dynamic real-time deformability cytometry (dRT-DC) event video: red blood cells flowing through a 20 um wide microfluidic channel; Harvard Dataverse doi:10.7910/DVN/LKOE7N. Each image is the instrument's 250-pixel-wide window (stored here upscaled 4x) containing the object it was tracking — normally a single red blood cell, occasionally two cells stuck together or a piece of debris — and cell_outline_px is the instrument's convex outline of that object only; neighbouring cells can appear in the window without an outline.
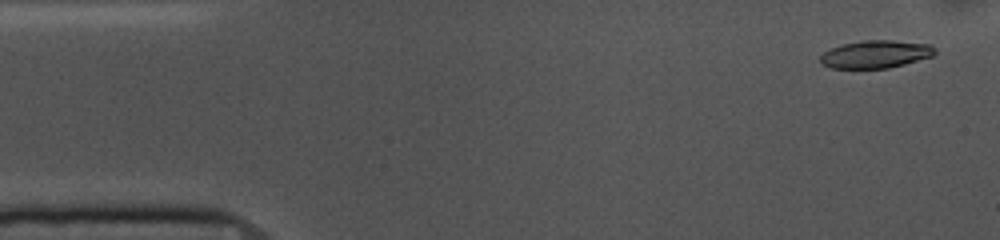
{"species": "common noctule bat (a hibernating species)", "species_latin": "Nyctalus noctula", "temperature_condition": "cold", "stored_images_in_passage": 53, "camera_frame_rate_fps": 3000, "um_per_image_px": 0.085, "animal": {"sex": "female", "body_mass_g": 10.0, "forearm_length_mm": 53.1}, "frame": {"image": 1, "passage_image": 2, "time_ms": 0.333, "image_size_px": [1000, 240], "cell_outline_px": [[936, 52], [932, 56], [904, 64], [888, 68], [832, 68], [820, 64], [820, 56], [824, 52], [840, 44], [864, 40], [892, 40], [932, 44], [936, 48]], "centroid_in_image_um": [74.43, 4.6], "position_along_channel_um": 10.6, "area_um2": 18.61}}
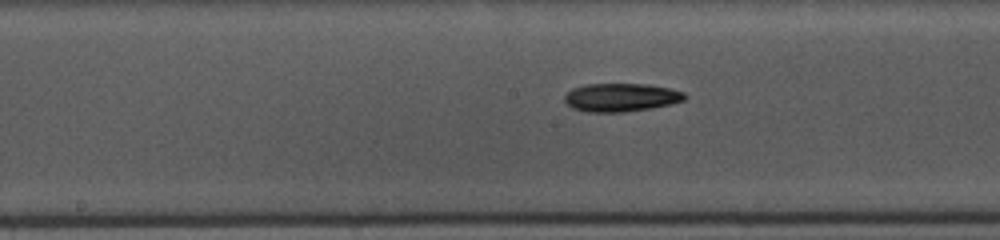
{"frame": {"image": 2, "passage_image": 25, "time_ms": 8.0, "image_size_px": [1000, 240], "cell_outline_px": [[688, 96], [684, 100], [672, 104], [652, 108], [624, 112], [588, 112], [572, 108], [564, 100], [564, 96], [572, 88], [588, 84], [648, 84], [672, 88], [684, 92]], "centroid_in_image_um": [52.83, 8.28], "position_along_channel_um": 195.4, "area_um2": 20.0}}
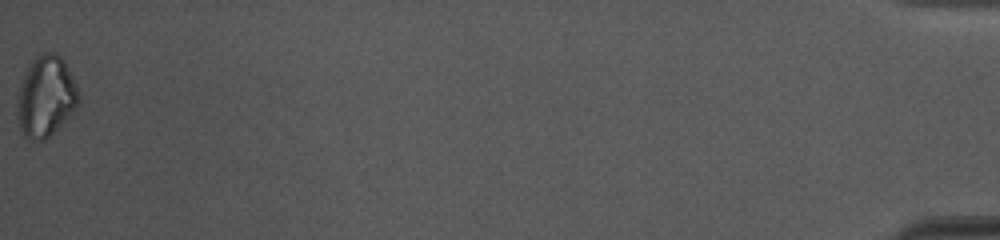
{"frame": {"image": 3, "passage_image": 53, "time_ms": 17.333, "image_size_px": [1000, 240], "cell_outline_px": [[80, 96], [76, 108], [44, 140], [32, 140], [24, 136], [20, 132], [16, 112], [16, 104], [20, 84], [32, 60], [36, 56], [44, 52], [56, 52], [64, 60], [72, 76]], "centroid_in_image_um": [3.87, 8.19], "position_along_channel_um": 431.3, "area_um2": 28.73}}